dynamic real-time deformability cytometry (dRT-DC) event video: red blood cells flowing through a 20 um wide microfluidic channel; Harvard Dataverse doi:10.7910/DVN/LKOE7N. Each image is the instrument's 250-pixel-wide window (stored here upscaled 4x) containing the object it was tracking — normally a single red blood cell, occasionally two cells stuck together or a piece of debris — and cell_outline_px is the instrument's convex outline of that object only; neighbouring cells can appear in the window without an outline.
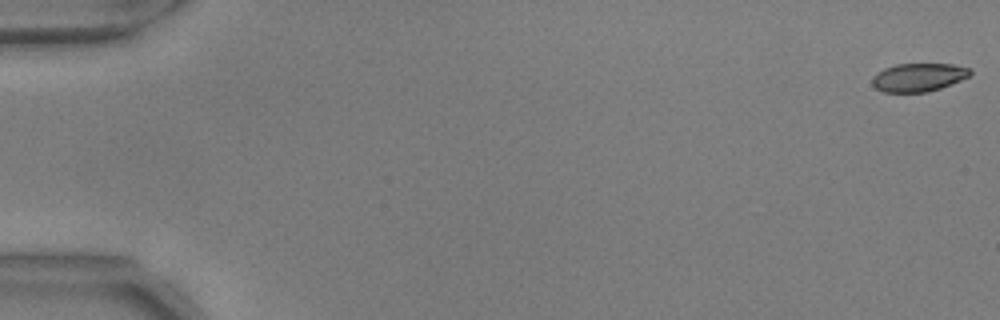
{"species": "common noctule bat (a hibernating species)", "species_latin": "Nyctalus noctula", "temperature_condition": "warm", "stored_images_in_passage": 56, "camera_frame_rate_fps": 3000, "um_per_image_px": 0.085, "animal": {"sex": "male", "body_mass_g": 17.9, "forearm_length_mm": 54.2}, "frame": {"image": 1, "passage_image": 1, "time_ms": 0.0, "image_size_px": [1000, 320], "cell_outline_px": [[972, 72], [968, 76], [960, 80], [940, 88], [928, 92], [884, 92], [876, 88], [872, 84], [872, 80], [884, 68], [896, 64], [952, 64], [972, 68]], "centroid_in_image_um": [78.1, 6.57], "position_along_channel_um": 6.9, "area_um2": 15.95}}
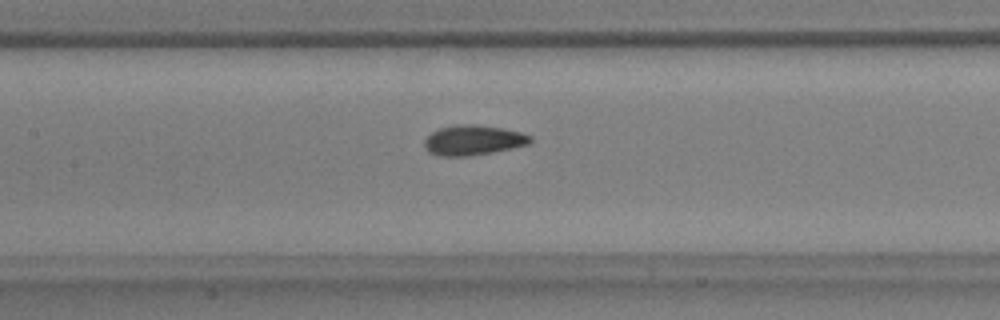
{"frame": {"image": 2, "passage_image": 27, "time_ms": 8.667, "image_size_px": [1000, 320], "cell_outline_px": [[532, 140], [528, 144], [492, 152], [468, 156], [440, 156], [428, 152], [424, 148], [424, 140], [432, 132], [440, 128], [456, 124], [476, 124], [504, 128], [520, 132], [532, 136]], "centroid_in_image_um": [40.2, 11.91], "position_along_channel_um": 167.2, "area_um2": 18.55}}
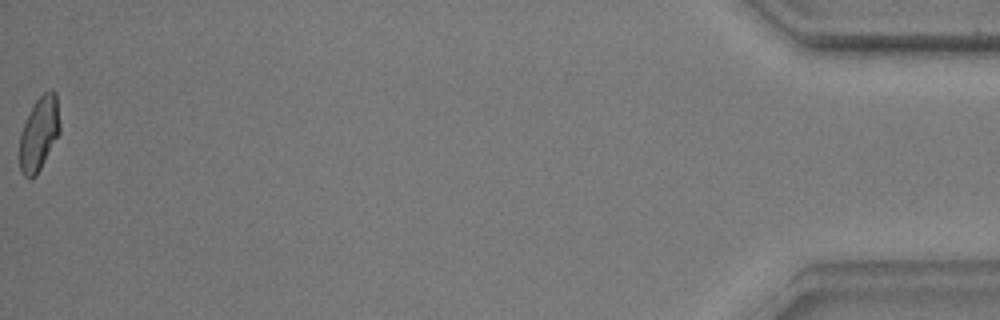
{"frame": {"image": 3, "passage_image": 56, "time_ms": 18.333, "image_size_px": [1000, 320], "cell_outline_px": [[60, 132], [36, 176], [32, 180], [28, 180], [20, 172], [20, 132], [36, 100], [44, 92], [52, 88], [56, 92], [60, 128]], "centroid_in_image_um": [3.32, 11.38], "position_along_channel_um": 431.9, "area_um2": 17.28}, "authors_computed_cell_mechanics": {"area_um2": 17.7735, "velocity_mm_per_s": 3.6899, "shape_relaxation_time_tau1_ms": 10.228, "shape_relaxation_time_tau2_ms": 1.5614, "deformation_change_tau1": 0.209, "deformation_change_tau2": 0.0506}}